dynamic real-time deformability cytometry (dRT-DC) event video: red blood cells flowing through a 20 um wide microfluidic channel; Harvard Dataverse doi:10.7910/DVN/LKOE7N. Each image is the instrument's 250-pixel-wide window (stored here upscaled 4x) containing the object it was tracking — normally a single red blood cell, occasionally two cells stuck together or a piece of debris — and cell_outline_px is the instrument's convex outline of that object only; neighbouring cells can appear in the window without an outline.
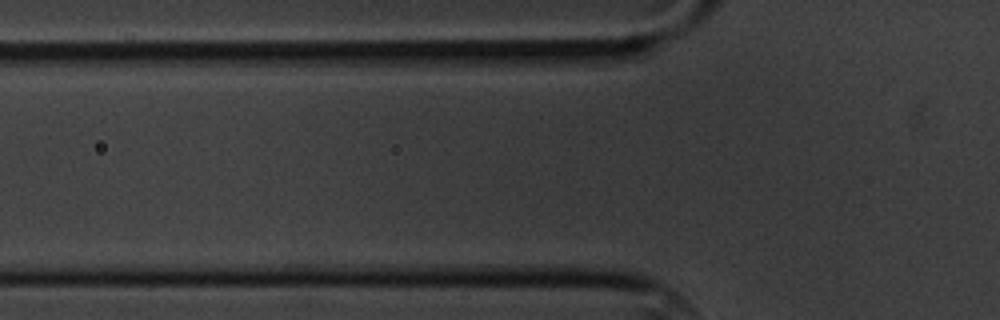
{"species": "common noctule bat (a hibernating species)", "species_latin": "Nyctalus noctula", "temperature_condition": "cold", "stored_images_in_passage": 3, "segment_of_instrument_passage": [2, 3], "camera_frame_rate_fps": 3000, "um_per_image_px": 0.085, "animal": {"sex": "male", "body_mass_g": 20.1, "forearm_length_mm": 53.5}, "frame": {"image": 1, "passage_image": 2, "time_ms": 1.0, "image_size_px": [1000, 320], "cell_outline_px": [[608, 52], [604, 56], [580, 68], [556, 72], [408, 72], [436, 52]], "centroid_in_image_um": [43.04, 5.25], "position_along_channel_um": 82.8, "area_um2": 24.28}}